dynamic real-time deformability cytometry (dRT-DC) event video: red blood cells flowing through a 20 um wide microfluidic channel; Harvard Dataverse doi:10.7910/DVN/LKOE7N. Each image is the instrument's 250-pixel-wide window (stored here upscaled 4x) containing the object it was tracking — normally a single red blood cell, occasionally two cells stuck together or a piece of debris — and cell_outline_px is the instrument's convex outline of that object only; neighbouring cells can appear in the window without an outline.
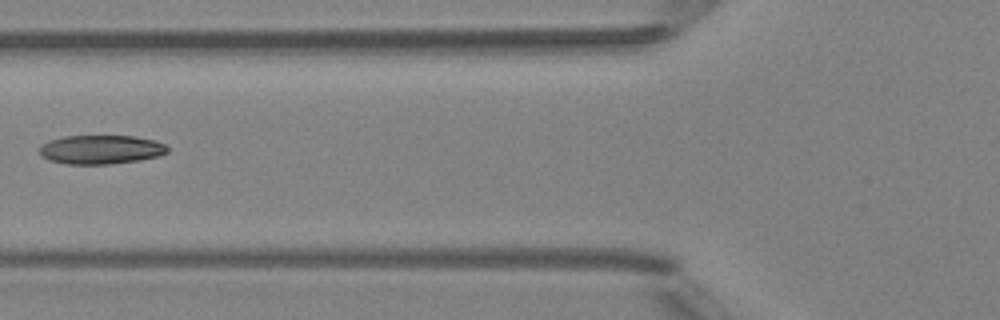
{"species": "Egyptian fruit bat (a non-hibernating species)", "species_latin": "Rousettus aegyptiacus", "temperature_condition": "room temperature", "stored_images_in_passage": 5, "camera_frame_rate_fps": 3000, "um_per_image_px": 0.085, "animal": {"sex": "female"}, "frame": {"image": 1, "passage_image": 5, "time_ms": 5.333, "image_size_px": [1000, 320], "cell_outline_px": [[168, 152], [156, 156], [136, 160], [108, 164], [68, 164], [48, 160], [40, 152], [40, 144], [48, 140], [64, 136], [132, 136], [156, 140], [164, 144], [168, 148]], "centroid_in_image_um": [8.54, 12.7], "position_along_channel_um": 117.3, "area_um2": 21.44}}